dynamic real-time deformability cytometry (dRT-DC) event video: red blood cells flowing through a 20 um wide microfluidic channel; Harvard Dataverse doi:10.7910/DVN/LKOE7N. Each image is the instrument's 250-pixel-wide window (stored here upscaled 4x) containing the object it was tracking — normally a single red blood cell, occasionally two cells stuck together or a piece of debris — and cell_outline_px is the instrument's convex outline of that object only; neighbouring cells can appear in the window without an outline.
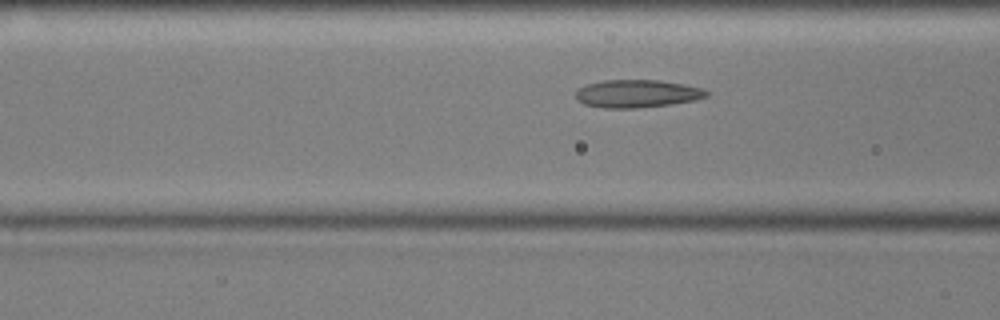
{"species": "common noctule bat (a hibernating species)", "species_latin": "Nyctalus noctula", "temperature_condition": "cold", "stored_images_in_passage": 17, "camera_frame_rate_fps": 3000, "um_per_image_px": 0.085, "animal": {"sex": "male", "body_mass_g": 17.9, "forearm_length_mm": 54.2}, "frame": {"image": 1, "passage_image": 16, "time_ms": 5.0, "image_size_px": [1000, 320], "cell_outline_px": [[708, 96], [696, 100], [672, 104], [636, 108], [604, 108], [584, 104], [576, 100], [576, 92], [580, 88], [588, 84], [604, 80], [660, 80], [684, 84], [700, 88], [708, 92]], "centroid_in_image_um": [54.15, 7.96], "position_along_channel_um": 112.4, "area_um2": 21.15}}